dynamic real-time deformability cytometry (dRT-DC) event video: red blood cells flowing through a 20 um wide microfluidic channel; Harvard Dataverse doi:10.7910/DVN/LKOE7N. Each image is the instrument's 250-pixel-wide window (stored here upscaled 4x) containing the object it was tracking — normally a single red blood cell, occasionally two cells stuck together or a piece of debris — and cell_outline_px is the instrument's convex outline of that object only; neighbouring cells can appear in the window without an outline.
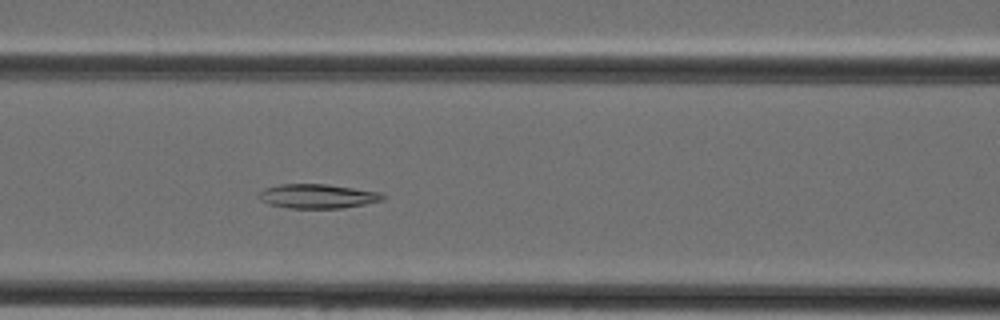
{"species": "Egyptian fruit bat (a non-hibernating species)", "species_latin": "Rousettus aegyptiacus", "temperature_condition": "cold", "stored_images_in_passage": 34, "camera_frame_rate_fps": 3000, "um_per_image_px": 0.085, "animal": {"sex": "female"}, "frame": {"image": 1, "passage_image": 7, "time_ms": 2.0, "image_size_px": [1000, 320], "cell_outline_px": [[384, 200], [364, 204], [340, 208], [288, 208], [268, 204], [260, 200], [256, 196], [264, 188], [280, 184], [328, 184], [380, 192], [384, 196]], "centroid_in_image_um": [26.95, 16.67], "position_along_channel_um": 139.7, "area_um2": 17.57}}
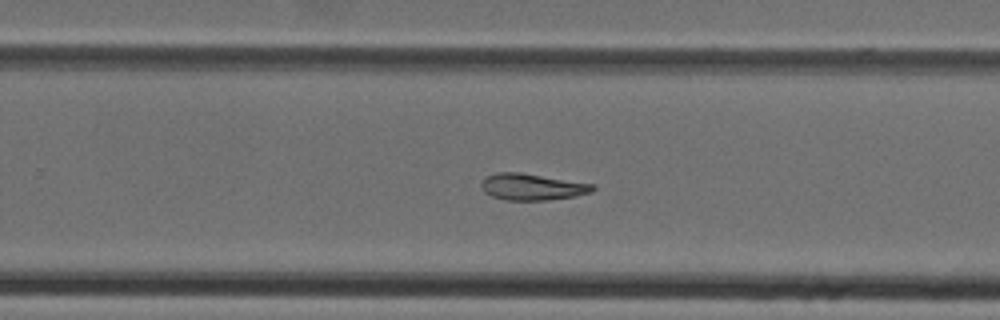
{"frame": {"image": 2, "passage_image": 17, "time_ms": 5.333, "image_size_px": [1000, 320], "cell_outline_px": [[596, 188], [592, 192], [576, 196], [548, 200], [504, 200], [492, 196], [484, 192], [480, 184], [488, 176], [496, 172], [520, 172], [596, 184]], "centroid_in_image_um": [45.27, 15.88], "position_along_channel_um": 284.5, "area_um2": 17.34}}
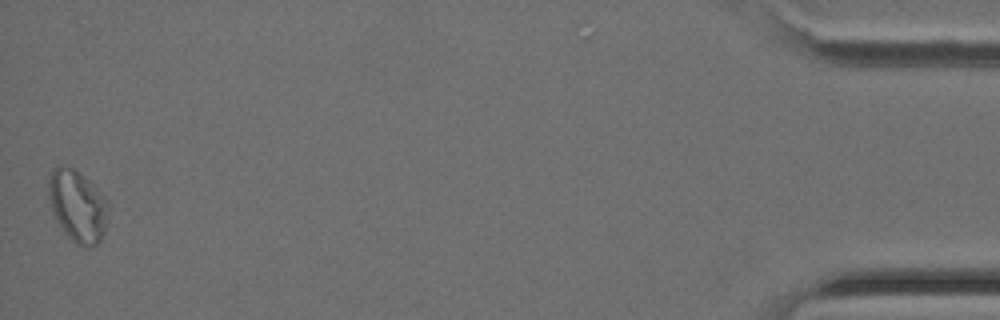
{"frame": {"image": 3, "passage_image": 33, "time_ms": 10.667, "image_size_px": [1000, 320], "cell_outline_px": [[108, 204], [104, 232], [100, 240], [96, 244], [88, 248], [84, 248], [76, 244], [68, 236], [52, 216], [48, 196], [48, 180], [52, 172], [60, 164], [72, 168], [84, 176], [108, 200]], "centroid_in_image_um": [6.56, 17.53], "position_along_channel_um": 428.6, "area_um2": 24.97}}